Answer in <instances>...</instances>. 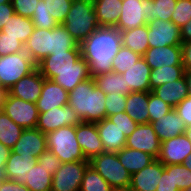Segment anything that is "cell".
Masks as SVG:
<instances>
[{
	"label": "cell",
	"instance_id": "obj_1",
	"mask_svg": "<svg viewBox=\"0 0 191 191\" xmlns=\"http://www.w3.org/2000/svg\"><path fill=\"white\" fill-rule=\"evenodd\" d=\"M79 45L92 77L109 73L113 58L122 47L120 30L116 27H98Z\"/></svg>",
	"mask_w": 191,
	"mask_h": 191
},
{
	"label": "cell",
	"instance_id": "obj_2",
	"mask_svg": "<svg viewBox=\"0 0 191 191\" xmlns=\"http://www.w3.org/2000/svg\"><path fill=\"white\" fill-rule=\"evenodd\" d=\"M68 105L82 122L97 123L106 118V94L96 87L93 77L68 92Z\"/></svg>",
	"mask_w": 191,
	"mask_h": 191
},
{
	"label": "cell",
	"instance_id": "obj_3",
	"mask_svg": "<svg viewBox=\"0 0 191 191\" xmlns=\"http://www.w3.org/2000/svg\"><path fill=\"white\" fill-rule=\"evenodd\" d=\"M67 32L81 43L98 27L92 0H72L70 11L63 22Z\"/></svg>",
	"mask_w": 191,
	"mask_h": 191
},
{
	"label": "cell",
	"instance_id": "obj_4",
	"mask_svg": "<svg viewBox=\"0 0 191 191\" xmlns=\"http://www.w3.org/2000/svg\"><path fill=\"white\" fill-rule=\"evenodd\" d=\"M47 149L56 155L61 163L86 160L76 138V126L58 128L46 134Z\"/></svg>",
	"mask_w": 191,
	"mask_h": 191
},
{
	"label": "cell",
	"instance_id": "obj_5",
	"mask_svg": "<svg viewBox=\"0 0 191 191\" xmlns=\"http://www.w3.org/2000/svg\"><path fill=\"white\" fill-rule=\"evenodd\" d=\"M36 67L44 78L50 80L57 76V72L90 71L89 64L81 55L80 45L74 50L51 53L40 61Z\"/></svg>",
	"mask_w": 191,
	"mask_h": 191
},
{
	"label": "cell",
	"instance_id": "obj_6",
	"mask_svg": "<svg viewBox=\"0 0 191 191\" xmlns=\"http://www.w3.org/2000/svg\"><path fill=\"white\" fill-rule=\"evenodd\" d=\"M113 189L130 187L131 174L121 164L117 153L103 152L89 161Z\"/></svg>",
	"mask_w": 191,
	"mask_h": 191
},
{
	"label": "cell",
	"instance_id": "obj_7",
	"mask_svg": "<svg viewBox=\"0 0 191 191\" xmlns=\"http://www.w3.org/2000/svg\"><path fill=\"white\" fill-rule=\"evenodd\" d=\"M35 68L36 64L25 51L0 56V86L10 89Z\"/></svg>",
	"mask_w": 191,
	"mask_h": 191
},
{
	"label": "cell",
	"instance_id": "obj_8",
	"mask_svg": "<svg viewBox=\"0 0 191 191\" xmlns=\"http://www.w3.org/2000/svg\"><path fill=\"white\" fill-rule=\"evenodd\" d=\"M1 110L23 129L36 128L39 112L36 103L6 94Z\"/></svg>",
	"mask_w": 191,
	"mask_h": 191
},
{
	"label": "cell",
	"instance_id": "obj_9",
	"mask_svg": "<svg viewBox=\"0 0 191 191\" xmlns=\"http://www.w3.org/2000/svg\"><path fill=\"white\" fill-rule=\"evenodd\" d=\"M88 160L62 163L52 177L51 191H80Z\"/></svg>",
	"mask_w": 191,
	"mask_h": 191
},
{
	"label": "cell",
	"instance_id": "obj_10",
	"mask_svg": "<svg viewBox=\"0 0 191 191\" xmlns=\"http://www.w3.org/2000/svg\"><path fill=\"white\" fill-rule=\"evenodd\" d=\"M149 48L180 46L182 43L180 28L172 21L153 19L147 23Z\"/></svg>",
	"mask_w": 191,
	"mask_h": 191
},
{
	"label": "cell",
	"instance_id": "obj_11",
	"mask_svg": "<svg viewBox=\"0 0 191 191\" xmlns=\"http://www.w3.org/2000/svg\"><path fill=\"white\" fill-rule=\"evenodd\" d=\"M82 121L78 114L68 105L52 108L46 112L39 113L36 128L47 134L61 127L76 126Z\"/></svg>",
	"mask_w": 191,
	"mask_h": 191
},
{
	"label": "cell",
	"instance_id": "obj_12",
	"mask_svg": "<svg viewBox=\"0 0 191 191\" xmlns=\"http://www.w3.org/2000/svg\"><path fill=\"white\" fill-rule=\"evenodd\" d=\"M148 0H122L116 28L128 31L148 23Z\"/></svg>",
	"mask_w": 191,
	"mask_h": 191
},
{
	"label": "cell",
	"instance_id": "obj_13",
	"mask_svg": "<svg viewBox=\"0 0 191 191\" xmlns=\"http://www.w3.org/2000/svg\"><path fill=\"white\" fill-rule=\"evenodd\" d=\"M125 147L146 152L157 159L160 153L161 141L151 123L138 124L127 138Z\"/></svg>",
	"mask_w": 191,
	"mask_h": 191
},
{
	"label": "cell",
	"instance_id": "obj_14",
	"mask_svg": "<svg viewBox=\"0 0 191 191\" xmlns=\"http://www.w3.org/2000/svg\"><path fill=\"white\" fill-rule=\"evenodd\" d=\"M191 153V141L186 134L161 142L158 160L164 165L182 164Z\"/></svg>",
	"mask_w": 191,
	"mask_h": 191
},
{
	"label": "cell",
	"instance_id": "obj_15",
	"mask_svg": "<svg viewBox=\"0 0 191 191\" xmlns=\"http://www.w3.org/2000/svg\"><path fill=\"white\" fill-rule=\"evenodd\" d=\"M45 78L36 67L31 73L19 79L10 89L8 94L24 101L36 103L42 92Z\"/></svg>",
	"mask_w": 191,
	"mask_h": 191
},
{
	"label": "cell",
	"instance_id": "obj_16",
	"mask_svg": "<svg viewBox=\"0 0 191 191\" xmlns=\"http://www.w3.org/2000/svg\"><path fill=\"white\" fill-rule=\"evenodd\" d=\"M76 138L86 160L105 152L96 123L81 122L76 125Z\"/></svg>",
	"mask_w": 191,
	"mask_h": 191
},
{
	"label": "cell",
	"instance_id": "obj_17",
	"mask_svg": "<svg viewBox=\"0 0 191 191\" xmlns=\"http://www.w3.org/2000/svg\"><path fill=\"white\" fill-rule=\"evenodd\" d=\"M46 149V134L37 128H33L24 129L11 150L23 156L32 155L37 159Z\"/></svg>",
	"mask_w": 191,
	"mask_h": 191
},
{
	"label": "cell",
	"instance_id": "obj_18",
	"mask_svg": "<svg viewBox=\"0 0 191 191\" xmlns=\"http://www.w3.org/2000/svg\"><path fill=\"white\" fill-rule=\"evenodd\" d=\"M164 164L155 159L142 170L131 175L130 188L133 191H156Z\"/></svg>",
	"mask_w": 191,
	"mask_h": 191
},
{
	"label": "cell",
	"instance_id": "obj_19",
	"mask_svg": "<svg viewBox=\"0 0 191 191\" xmlns=\"http://www.w3.org/2000/svg\"><path fill=\"white\" fill-rule=\"evenodd\" d=\"M68 92L50 79L43 82L42 92L36 102L38 112H46L52 108L62 107L68 104Z\"/></svg>",
	"mask_w": 191,
	"mask_h": 191
},
{
	"label": "cell",
	"instance_id": "obj_20",
	"mask_svg": "<svg viewBox=\"0 0 191 191\" xmlns=\"http://www.w3.org/2000/svg\"><path fill=\"white\" fill-rule=\"evenodd\" d=\"M151 69L162 66L182 65L181 46H163L148 48L143 55Z\"/></svg>",
	"mask_w": 191,
	"mask_h": 191
},
{
	"label": "cell",
	"instance_id": "obj_21",
	"mask_svg": "<svg viewBox=\"0 0 191 191\" xmlns=\"http://www.w3.org/2000/svg\"><path fill=\"white\" fill-rule=\"evenodd\" d=\"M24 51L37 65L51 54V29L34 28L24 45Z\"/></svg>",
	"mask_w": 191,
	"mask_h": 191
},
{
	"label": "cell",
	"instance_id": "obj_22",
	"mask_svg": "<svg viewBox=\"0 0 191 191\" xmlns=\"http://www.w3.org/2000/svg\"><path fill=\"white\" fill-rule=\"evenodd\" d=\"M96 126L105 152L118 153L125 147L127 138L115 123L104 118Z\"/></svg>",
	"mask_w": 191,
	"mask_h": 191
},
{
	"label": "cell",
	"instance_id": "obj_23",
	"mask_svg": "<svg viewBox=\"0 0 191 191\" xmlns=\"http://www.w3.org/2000/svg\"><path fill=\"white\" fill-rule=\"evenodd\" d=\"M151 68L141 56L135 65H132L122 75H124L125 85L129 87L131 92L151 91L149 76Z\"/></svg>",
	"mask_w": 191,
	"mask_h": 191
},
{
	"label": "cell",
	"instance_id": "obj_24",
	"mask_svg": "<svg viewBox=\"0 0 191 191\" xmlns=\"http://www.w3.org/2000/svg\"><path fill=\"white\" fill-rule=\"evenodd\" d=\"M151 125L161 142L169 140L172 137L185 134L187 128L186 124L174 108L165 116L153 121Z\"/></svg>",
	"mask_w": 191,
	"mask_h": 191
},
{
	"label": "cell",
	"instance_id": "obj_25",
	"mask_svg": "<svg viewBox=\"0 0 191 191\" xmlns=\"http://www.w3.org/2000/svg\"><path fill=\"white\" fill-rule=\"evenodd\" d=\"M36 163L37 159L32 155L23 156L17 152L11 151L5 165L8 179L25 184L31 168L34 167Z\"/></svg>",
	"mask_w": 191,
	"mask_h": 191
},
{
	"label": "cell",
	"instance_id": "obj_26",
	"mask_svg": "<svg viewBox=\"0 0 191 191\" xmlns=\"http://www.w3.org/2000/svg\"><path fill=\"white\" fill-rule=\"evenodd\" d=\"M160 99L175 108L188 97V86L185 76L182 78L160 85L152 90Z\"/></svg>",
	"mask_w": 191,
	"mask_h": 191
},
{
	"label": "cell",
	"instance_id": "obj_27",
	"mask_svg": "<svg viewBox=\"0 0 191 191\" xmlns=\"http://www.w3.org/2000/svg\"><path fill=\"white\" fill-rule=\"evenodd\" d=\"M97 22L100 27H116L119 20L122 0H92Z\"/></svg>",
	"mask_w": 191,
	"mask_h": 191
},
{
	"label": "cell",
	"instance_id": "obj_28",
	"mask_svg": "<svg viewBox=\"0 0 191 191\" xmlns=\"http://www.w3.org/2000/svg\"><path fill=\"white\" fill-rule=\"evenodd\" d=\"M149 91L130 92L127 95L125 112L137 124L149 123Z\"/></svg>",
	"mask_w": 191,
	"mask_h": 191
},
{
	"label": "cell",
	"instance_id": "obj_29",
	"mask_svg": "<svg viewBox=\"0 0 191 191\" xmlns=\"http://www.w3.org/2000/svg\"><path fill=\"white\" fill-rule=\"evenodd\" d=\"M117 156L131 175L142 170L155 160L153 156L146 152L127 147L122 148L117 153Z\"/></svg>",
	"mask_w": 191,
	"mask_h": 191
},
{
	"label": "cell",
	"instance_id": "obj_30",
	"mask_svg": "<svg viewBox=\"0 0 191 191\" xmlns=\"http://www.w3.org/2000/svg\"><path fill=\"white\" fill-rule=\"evenodd\" d=\"M33 30L34 24L31 18L14 13L9 17L1 32L12 38H17L25 45Z\"/></svg>",
	"mask_w": 191,
	"mask_h": 191
},
{
	"label": "cell",
	"instance_id": "obj_31",
	"mask_svg": "<svg viewBox=\"0 0 191 191\" xmlns=\"http://www.w3.org/2000/svg\"><path fill=\"white\" fill-rule=\"evenodd\" d=\"M122 46L143 56L149 48L147 24L128 31H120Z\"/></svg>",
	"mask_w": 191,
	"mask_h": 191
},
{
	"label": "cell",
	"instance_id": "obj_32",
	"mask_svg": "<svg viewBox=\"0 0 191 191\" xmlns=\"http://www.w3.org/2000/svg\"><path fill=\"white\" fill-rule=\"evenodd\" d=\"M96 87L102 90L105 94H125L128 95L131 90L124 82V75L111 71L102 73L93 77Z\"/></svg>",
	"mask_w": 191,
	"mask_h": 191
},
{
	"label": "cell",
	"instance_id": "obj_33",
	"mask_svg": "<svg viewBox=\"0 0 191 191\" xmlns=\"http://www.w3.org/2000/svg\"><path fill=\"white\" fill-rule=\"evenodd\" d=\"M183 65L162 66L161 68L151 69L149 76L151 91L165 83L176 81L184 76Z\"/></svg>",
	"mask_w": 191,
	"mask_h": 191
},
{
	"label": "cell",
	"instance_id": "obj_34",
	"mask_svg": "<svg viewBox=\"0 0 191 191\" xmlns=\"http://www.w3.org/2000/svg\"><path fill=\"white\" fill-rule=\"evenodd\" d=\"M23 128L17 125L7 114L0 110V142L12 149L19 140Z\"/></svg>",
	"mask_w": 191,
	"mask_h": 191
},
{
	"label": "cell",
	"instance_id": "obj_35",
	"mask_svg": "<svg viewBox=\"0 0 191 191\" xmlns=\"http://www.w3.org/2000/svg\"><path fill=\"white\" fill-rule=\"evenodd\" d=\"M78 46L79 42L67 32L63 24H58L51 29V53L74 50Z\"/></svg>",
	"mask_w": 191,
	"mask_h": 191
},
{
	"label": "cell",
	"instance_id": "obj_36",
	"mask_svg": "<svg viewBox=\"0 0 191 191\" xmlns=\"http://www.w3.org/2000/svg\"><path fill=\"white\" fill-rule=\"evenodd\" d=\"M43 166L38 163L31 168L28 178L26 179L25 186L30 191H51L52 177L51 173L46 172Z\"/></svg>",
	"mask_w": 191,
	"mask_h": 191
},
{
	"label": "cell",
	"instance_id": "obj_37",
	"mask_svg": "<svg viewBox=\"0 0 191 191\" xmlns=\"http://www.w3.org/2000/svg\"><path fill=\"white\" fill-rule=\"evenodd\" d=\"M177 0H148V22L155 18L171 21Z\"/></svg>",
	"mask_w": 191,
	"mask_h": 191
},
{
	"label": "cell",
	"instance_id": "obj_38",
	"mask_svg": "<svg viewBox=\"0 0 191 191\" xmlns=\"http://www.w3.org/2000/svg\"><path fill=\"white\" fill-rule=\"evenodd\" d=\"M80 191H113V188L89 165L84 173Z\"/></svg>",
	"mask_w": 191,
	"mask_h": 191
},
{
	"label": "cell",
	"instance_id": "obj_39",
	"mask_svg": "<svg viewBox=\"0 0 191 191\" xmlns=\"http://www.w3.org/2000/svg\"><path fill=\"white\" fill-rule=\"evenodd\" d=\"M90 71L57 72L52 80L63 87L67 92L72 91L79 83L91 78Z\"/></svg>",
	"mask_w": 191,
	"mask_h": 191
},
{
	"label": "cell",
	"instance_id": "obj_40",
	"mask_svg": "<svg viewBox=\"0 0 191 191\" xmlns=\"http://www.w3.org/2000/svg\"><path fill=\"white\" fill-rule=\"evenodd\" d=\"M140 57L141 55L135 53L129 48L122 46L113 58L112 71L122 74L132 65H135Z\"/></svg>",
	"mask_w": 191,
	"mask_h": 191
},
{
	"label": "cell",
	"instance_id": "obj_41",
	"mask_svg": "<svg viewBox=\"0 0 191 191\" xmlns=\"http://www.w3.org/2000/svg\"><path fill=\"white\" fill-rule=\"evenodd\" d=\"M31 20L34 24V28L39 29H53L58 25L56 20L46 10V3L44 0H39Z\"/></svg>",
	"mask_w": 191,
	"mask_h": 191
},
{
	"label": "cell",
	"instance_id": "obj_42",
	"mask_svg": "<svg viewBox=\"0 0 191 191\" xmlns=\"http://www.w3.org/2000/svg\"><path fill=\"white\" fill-rule=\"evenodd\" d=\"M46 10L56 20L58 24H63L70 11L72 0H44Z\"/></svg>",
	"mask_w": 191,
	"mask_h": 191
},
{
	"label": "cell",
	"instance_id": "obj_43",
	"mask_svg": "<svg viewBox=\"0 0 191 191\" xmlns=\"http://www.w3.org/2000/svg\"><path fill=\"white\" fill-rule=\"evenodd\" d=\"M173 108L160 99L152 91H149V104H148V113H149V123L160 119V117L165 116Z\"/></svg>",
	"mask_w": 191,
	"mask_h": 191
},
{
	"label": "cell",
	"instance_id": "obj_44",
	"mask_svg": "<svg viewBox=\"0 0 191 191\" xmlns=\"http://www.w3.org/2000/svg\"><path fill=\"white\" fill-rule=\"evenodd\" d=\"M191 20V0H177L171 21L179 28Z\"/></svg>",
	"mask_w": 191,
	"mask_h": 191
},
{
	"label": "cell",
	"instance_id": "obj_45",
	"mask_svg": "<svg viewBox=\"0 0 191 191\" xmlns=\"http://www.w3.org/2000/svg\"><path fill=\"white\" fill-rule=\"evenodd\" d=\"M126 99L127 95L125 94H118V93L106 94V101H105L106 118L119 112H125Z\"/></svg>",
	"mask_w": 191,
	"mask_h": 191
},
{
	"label": "cell",
	"instance_id": "obj_46",
	"mask_svg": "<svg viewBox=\"0 0 191 191\" xmlns=\"http://www.w3.org/2000/svg\"><path fill=\"white\" fill-rule=\"evenodd\" d=\"M172 180L177 185L178 190L183 191L191 186V171L182 164H173Z\"/></svg>",
	"mask_w": 191,
	"mask_h": 191
},
{
	"label": "cell",
	"instance_id": "obj_47",
	"mask_svg": "<svg viewBox=\"0 0 191 191\" xmlns=\"http://www.w3.org/2000/svg\"><path fill=\"white\" fill-rule=\"evenodd\" d=\"M22 51H24V44L20 40L0 31V56Z\"/></svg>",
	"mask_w": 191,
	"mask_h": 191
},
{
	"label": "cell",
	"instance_id": "obj_48",
	"mask_svg": "<svg viewBox=\"0 0 191 191\" xmlns=\"http://www.w3.org/2000/svg\"><path fill=\"white\" fill-rule=\"evenodd\" d=\"M107 119L115 123L124 132L126 138L131 135L138 125L126 112H119L108 116Z\"/></svg>",
	"mask_w": 191,
	"mask_h": 191
},
{
	"label": "cell",
	"instance_id": "obj_49",
	"mask_svg": "<svg viewBox=\"0 0 191 191\" xmlns=\"http://www.w3.org/2000/svg\"><path fill=\"white\" fill-rule=\"evenodd\" d=\"M37 163L47 169L46 172L52 175L60 169L62 164L59 158L48 149L37 158Z\"/></svg>",
	"mask_w": 191,
	"mask_h": 191
},
{
	"label": "cell",
	"instance_id": "obj_50",
	"mask_svg": "<svg viewBox=\"0 0 191 191\" xmlns=\"http://www.w3.org/2000/svg\"><path fill=\"white\" fill-rule=\"evenodd\" d=\"M11 2L16 14L31 18L39 0H11Z\"/></svg>",
	"mask_w": 191,
	"mask_h": 191
},
{
	"label": "cell",
	"instance_id": "obj_51",
	"mask_svg": "<svg viewBox=\"0 0 191 191\" xmlns=\"http://www.w3.org/2000/svg\"><path fill=\"white\" fill-rule=\"evenodd\" d=\"M156 191H179L172 180V165H164Z\"/></svg>",
	"mask_w": 191,
	"mask_h": 191
},
{
	"label": "cell",
	"instance_id": "obj_52",
	"mask_svg": "<svg viewBox=\"0 0 191 191\" xmlns=\"http://www.w3.org/2000/svg\"><path fill=\"white\" fill-rule=\"evenodd\" d=\"M174 109L186 126L191 125V96L186 97Z\"/></svg>",
	"mask_w": 191,
	"mask_h": 191
},
{
	"label": "cell",
	"instance_id": "obj_53",
	"mask_svg": "<svg viewBox=\"0 0 191 191\" xmlns=\"http://www.w3.org/2000/svg\"><path fill=\"white\" fill-rule=\"evenodd\" d=\"M11 149L4 146L0 142V182L8 180L7 170H6V162L11 153Z\"/></svg>",
	"mask_w": 191,
	"mask_h": 191
},
{
	"label": "cell",
	"instance_id": "obj_54",
	"mask_svg": "<svg viewBox=\"0 0 191 191\" xmlns=\"http://www.w3.org/2000/svg\"><path fill=\"white\" fill-rule=\"evenodd\" d=\"M182 65L185 71H191V41L181 43Z\"/></svg>",
	"mask_w": 191,
	"mask_h": 191
},
{
	"label": "cell",
	"instance_id": "obj_55",
	"mask_svg": "<svg viewBox=\"0 0 191 191\" xmlns=\"http://www.w3.org/2000/svg\"><path fill=\"white\" fill-rule=\"evenodd\" d=\"M14 13L12 2L0 4V31Z\"/></svg>",
	"mask_w": 191,
	"mask_h": 191
},
{
	"label": "cell",
	"instance_id": "obj_56",
	"mask_svg": "<svg viewBox=\"0 0 191 191\" xmlns=\"http://www.w3.org/2000/svg\"><path fill=\"white\" fill-rule=\"evenodd\" d=\"M0 191H30L24 184L11 179L0 182Z\"/></svg>",
	"mask_w": 191,
	"mask_h": 191
},
{
	"label": "cell",
	"instance_id": "obj_57",
	"mask_svg": "<svg viewBox=\"0 0 191 191\" xmlns=\"http://www.w3.org/2000/svg\"><path fill=\"white\" fill-rule=\"evenodd\" d=\"M182 42L191 41V20L180 28Z\"/></svg>",
	"mask_w": 191,
	"mask_h": 191
},
{
	"label": "cell",
	"instance_id": "obj_58",
	"mask_svg": "<svg viewBox=\"0 0 191 191\" xmlns=\"http://www.w3.org/2000/svg\"><path fill=\"white\" fill-rule=\"evenodd\" d=\"M184 76L188 86V96H191V71H185Z\"/></svg>",
	"mask_w": 191,
	"mask_h": 191
},
{
	"label": "cell",
	"instance_id": "obj_59",
	"mask_svg": "<svg viewBox=\"0 0 191 191\" xmlns=\"http://www.w3.org/2000/svg\"><path fill=\"white\" fill-rule=\"evenodd\" d=\"M7 93H8V91L4 87L0 86V110H1L2 103L4 102Z\"/></svg>",
	"mask_w": 191,
	"mask_h": 191
},
{
	"label": "cell",
	"instance_id": "obj_60",
	"mask_svg": "<svg viewBox=\"0 0 191 191\" xmlns=\"http://www.w3.org/2000/svg\"><path fill=\"white\" fill-rule=\"evenodd\" d=\"M182 165L191 171V153L187 155Z\"/></svg>",
	"mask_w": 191,
	"mask_h": 191
},
{
	"label": "cell",
	"instance_id": "obj_61",
	"mask_svg": "<svg viewBox=\"0 0 191 191\" xmlns=\"http://www.w3.org/2000/svg\"><path fill=\"white\" fill-rule=\"evenodd\" d=\"M185 134L191 141V125L187 126Z\"/></svg>",
	"mask_w": 191,
	"mask_h": 191
},
{
	"label": "cell",
	"instance_id": "obj_62",
	"mask_svg": "<svg viewBox=\"0 0 191 191\" xmlns=\"http://www.w3.org/2000/svg\"><path fill=\"white\" fill-rule=\"evenodd\" d=\"M113 191H133V190L130 187H126V188L113 189Z\"/></svg>",
	"mask_w": 191,
	"mask_h": 191
},
{
	"label": "cell",
	"instance_id": "obj_63",
	"mask_svg": "<svg viewBox=\"0 0 191 191\" xmlns=\"http://www.w3.org/2000/svg\"><path fill=\"white\" fill-rule=\"evenodd\" d=\"M9 2H11V0H0V4L9 3Z\"/></svg>",
	"mask_w": 191,
	"mask_h": 191
},
{
	"label": "cell",
	"instance_id": "obj_64",
	"mask_svg": "<svg viewBox=\"0 0 191 191\" xmlns=\"http://www.w3.org/2000/svg\"><path fill=\"white\" fill-rule=\"evenodd\" d=\"M183 191H191V186Z\"/></svg>",
	"mask_w": 191,
	"mask_h": 191
}]
</instances>
